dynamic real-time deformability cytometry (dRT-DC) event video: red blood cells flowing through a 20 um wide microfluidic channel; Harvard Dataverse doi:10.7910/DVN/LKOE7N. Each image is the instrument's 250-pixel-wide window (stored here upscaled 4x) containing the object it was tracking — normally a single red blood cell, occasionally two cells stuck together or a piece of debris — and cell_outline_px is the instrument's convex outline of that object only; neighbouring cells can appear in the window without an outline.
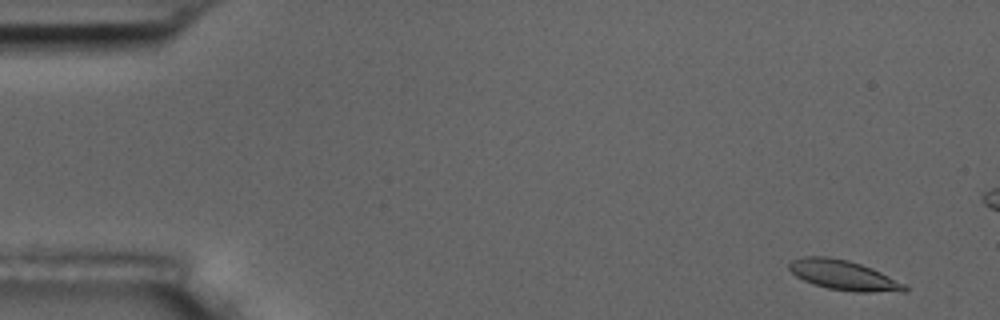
{"species": "common noctule bat (a hibernating species)", "species_latin": "Nyctalus noctula", "temperature_condition": "room temperature", "stored_images_in_passage": 5, "camera_frame_rate_fps": 3000, "um_per_image_px": 0.085, "animal": {"sex": "male", "body_mass_g": 17.5, "forearm_length_mm": 52.3}, "frame": {"image": 1, "passage_image": 1, "time_ms": 0.0, "image_size_px": [1000, 320], "cell_outline_px": [[908, 292], [852, 292], [828, 288], [812, 284], [796, 276], [788, 268], [788, 264], [792, 260], [804, 256], [828, 256], [848, 260], [872, 268], [908, 284]], "centroid_in_image_um": [71.76, 23.4], "position_along_channel_um": 13.2, "area_um2": 20.4}}